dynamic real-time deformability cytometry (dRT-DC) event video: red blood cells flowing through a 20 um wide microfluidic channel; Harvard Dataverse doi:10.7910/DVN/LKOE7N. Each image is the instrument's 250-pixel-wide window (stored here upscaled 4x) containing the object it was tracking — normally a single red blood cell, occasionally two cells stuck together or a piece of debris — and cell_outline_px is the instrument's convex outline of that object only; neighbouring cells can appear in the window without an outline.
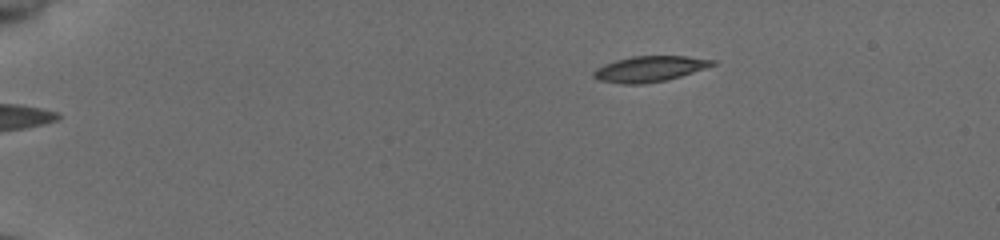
{"species": "common noctule bat (a hibernating species)", "species_latin": "Nyctalus noctula", "temperature_condition": "cold", "stored_images_in_passage": 45, "camera_frame_rate_fps": 3000, "um_per_image_px": 0.085, "animal": {"sex": "female", "body_mass_g": 19.5, "forearm_length_mm": 54.1}, "frame": {"image": 1, "passage_image": 1, "time_ms": 0.0, "image_size_px": [1000, 240], "cell_outline_px": [[716, 64], [680, 76], [664, 80], [644, 84], [620, 84], [600, 80], [592, 76], [592, 72], [596, 68], [604, 64], [616, 60], [632, 56], [688, 56], [716, 60]], "centroid_in_image_um": [55.18, 5.85], "position_along_channel_um": 29.8, "area_um2": 17.69}}
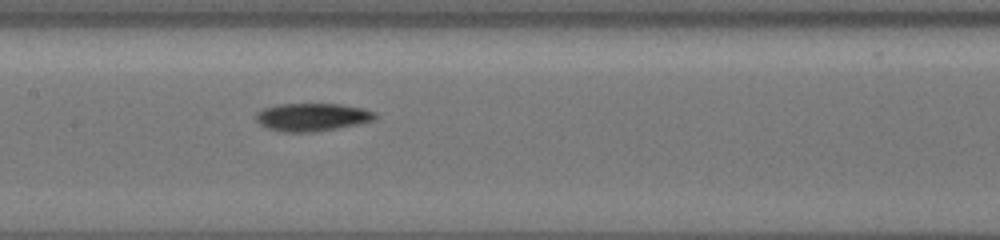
{"frame": {"image": 2, "passage_image": 20, "time_ms": 6.333, "image_size_px": [1000, 240], "cell_outline_px": [[376, 120], [336, 128], [312, 132], [284, 132], [268, 128], [260, 124], [256, 120], [256, 112], [264, 108], [280, 104], [340, 104], [364, 108], [376, 112]], "centroid_in_image_um": [26.55, 9.95], "position_along_channel_um": 180.9, "area_um2": 19.31}}
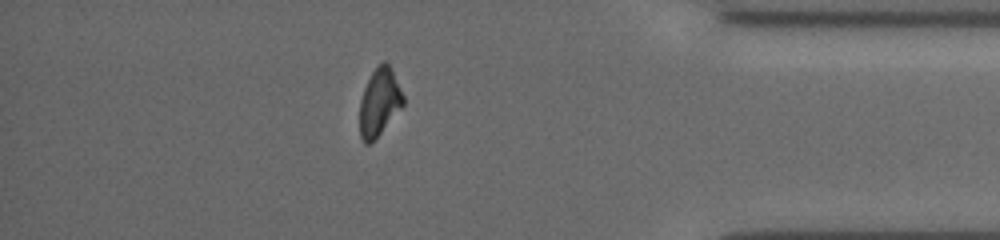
{"frame": {"image": 3, "passage_image": 39, "time_ms": 12.667, "image_size_px": [1000, 240], "cell_outline_px": [[404, 104], [380, 132], [368, 144], [364, 144], [360, 136], [360, 100], [364, 88], [372, 72], [384, 60], [388, 64], [404, 96]], "centroid_in_image_um": [32.23, 8.68], "position_along_channel_um": 403.0, "area_um2": 16.53}, "authors_computed_cell_mechanics": {"area_um2": 18.3804, "velocity_mm_per_s": 3.8964, "shape_relaxation_time_tau1_ms": 2.9572, "shape_relaxation_time_tau2_ms": null, "deformation_change_tau1": 0.1109, "deformation_change_tau2": null}}